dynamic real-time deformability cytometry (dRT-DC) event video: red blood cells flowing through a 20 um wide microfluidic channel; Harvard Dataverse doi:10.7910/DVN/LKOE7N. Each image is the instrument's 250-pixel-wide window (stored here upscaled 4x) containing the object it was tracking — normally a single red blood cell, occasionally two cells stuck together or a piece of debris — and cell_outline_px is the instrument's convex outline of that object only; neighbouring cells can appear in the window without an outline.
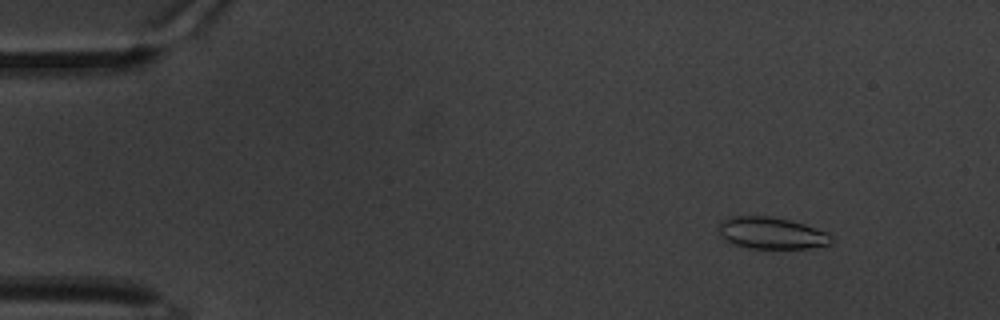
{"species": "common noctule bat (a hibernating species)", "species_latin": "Nyctalus noctula", "temperature_condition": "warm", "stored_images_in_passage": 62, "camera_frame_rate_fps": 3000, "um_per_image_px": 0.085, "animal": {"sex": "male", "body_mass_g": 20.1, "forearm_length_mm": 53.5}, "frame": {"image": 1, "passage_image": 7, "time_ms": 2.0, "image_size_px": [1000, 320], "cell_outline_px": [[832, 244], [808, 248], [748, 248], [736, 244], [720, 236], [720, 220], [728, 216], [768, 216], [788, 220], [804, 224], [824, 232], [832, 236]], "centroid_in_image_um": [65.56, 19.81], "position_along_channel_um": 19.4, "area_um2": 20.58}}
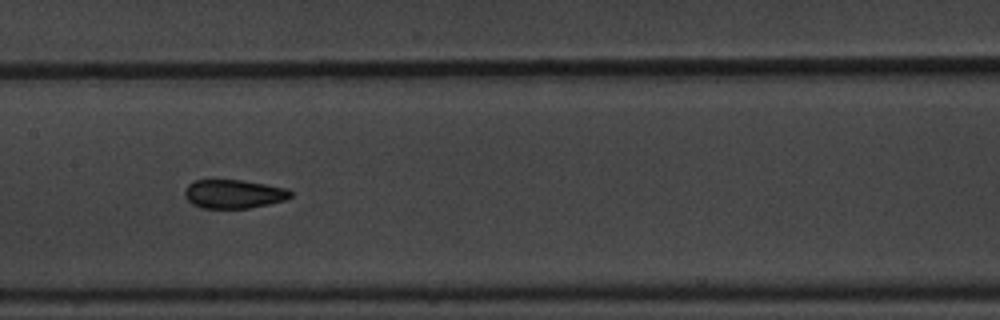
{"frame": {"image": 2, "passage_image": 31, "time_ms": 10.0, "image_size_px": [1000, 320], "cell_outline_px": [[292, 196], [284, 200], [268, 204], [248, 208], [200, 208], [192, 204], [184, 196], [184, 192], [188, 184], [196, 180], [244, 180], [288, 188], [292, 192]], "centroid_in_image_um": [19.86, 16.48], "position_along_channel_um": 187.5, "area_um2": 17.8}}
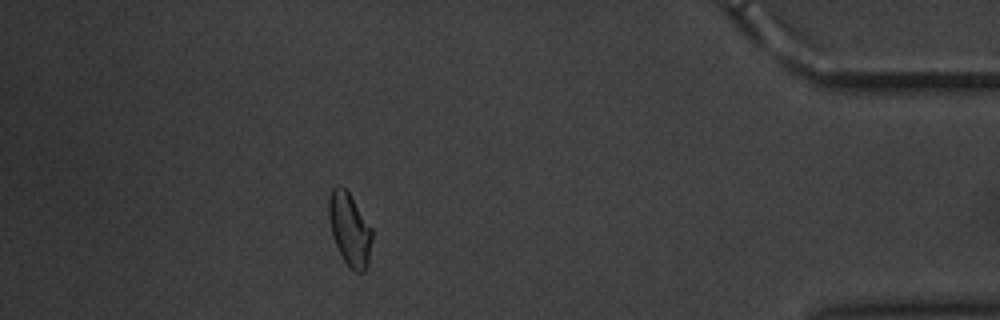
{"frame": {"image": 3, "passage_image": 55, "time_ms": 18.0, "image_size_px": [1000, 320], "cell_outline_px": [[372, 240], [368, 268], [364, 272], [356, 272], [344, 260], [332, 236], [328, 216], [328, 196], [332, 188], [336, 184], [340, 184], [348, 192], [372, 228]], "centroid_in_image_um": [29.72, 19.47], "position_along_channel_um": 405.5, "area_um2": 18.44}, "authors_computed_cell_mechanics": {"area_um2": 18.6116, "velocity_mm_per_s": 3.2868, "shape_relaxation_time_tau1_ms": 5.7743, "shape_relaxation_time_tau2_ms": 1.2138, "deformation_change_tau1": 0.1308, "deformation_change_tau2": 0.062}}